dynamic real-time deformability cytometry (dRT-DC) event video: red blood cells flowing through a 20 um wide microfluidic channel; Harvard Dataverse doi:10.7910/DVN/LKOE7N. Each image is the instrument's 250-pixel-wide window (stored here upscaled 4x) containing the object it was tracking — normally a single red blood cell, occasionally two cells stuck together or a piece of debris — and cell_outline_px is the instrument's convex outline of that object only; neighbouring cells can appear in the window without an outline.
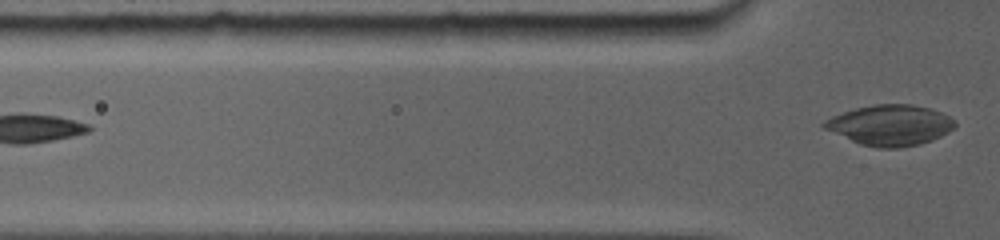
{"species": "common noctule bat (a hibernating species)", "species_latin": "Nyctalus noctula", "temperature_condition": "room temperature", "stored_images_in_passage": 7, "segment_of_instrument_passage": [2, 2], "camera_frame_rate_fps": 5000, "um_per_image_px": 0.085, "animal": {"sex": "female", "body_mass_g": 19.0, "forearm_length_mm": 56.7}, "frame": {"image": 1, "passage_image": 7, "time_ms": 4.0, "image_size_px": [1000, 240], "cell_outline_px": [[956, 124], [952, 128], [928, 140], [916, 144], [888, 148], [884, 148], [864, 144], [852, 140], [824, 128], [820, 124], [832, 116], [856, 108], [872, 104], [912, 104], [928, 108], [940, 112], [948, 116]], "centroid_in_image_um": [75.61, 10.6], "position_along_channel_um": 50.2, "area_um2": 29.71}}